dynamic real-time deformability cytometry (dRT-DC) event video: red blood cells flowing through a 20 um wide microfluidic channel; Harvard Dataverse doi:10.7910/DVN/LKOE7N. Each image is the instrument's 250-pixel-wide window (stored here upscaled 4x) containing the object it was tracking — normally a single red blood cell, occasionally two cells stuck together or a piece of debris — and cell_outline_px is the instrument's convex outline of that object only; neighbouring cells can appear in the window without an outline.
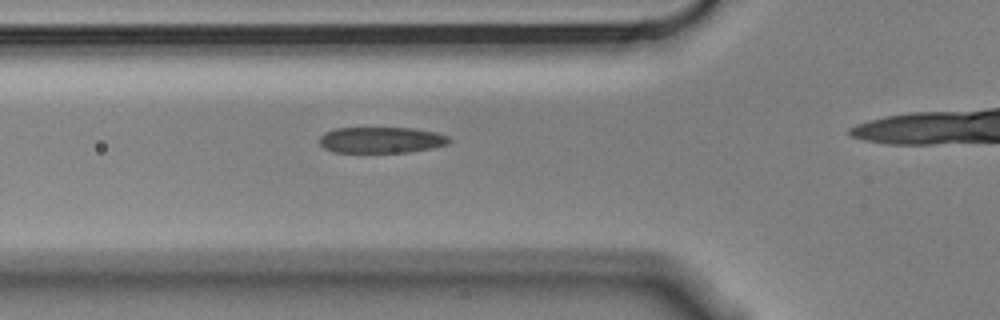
{"species": "Egyptian fruit bat (a non-hibernating species)", "species_latin": "Rousettus aegyptiacus", "temperature_condition": "cold", "stored_images_in_passage": 5, "camera_frame_rate_fps": 3000, "um_per_image_px": 0.085, "animal": {"sex": "male"}, "frame": {"image": 1, "passage_image": 4, "time_ms": 1.0, "image_size_px": [1000, 320], "cell_outline_px": [[452, 140], [448, 144], [432, 148], [408, 152], [332, 152], [324, 148], [320, 144], [320, 136], [324, 132], [336, 128], [412, 128], [436, 132], [448, 136]], "centroid_in_image_um": [32.41, 11.9], "position_along_channel_um": 93.4, "area_um2": 19.77}}